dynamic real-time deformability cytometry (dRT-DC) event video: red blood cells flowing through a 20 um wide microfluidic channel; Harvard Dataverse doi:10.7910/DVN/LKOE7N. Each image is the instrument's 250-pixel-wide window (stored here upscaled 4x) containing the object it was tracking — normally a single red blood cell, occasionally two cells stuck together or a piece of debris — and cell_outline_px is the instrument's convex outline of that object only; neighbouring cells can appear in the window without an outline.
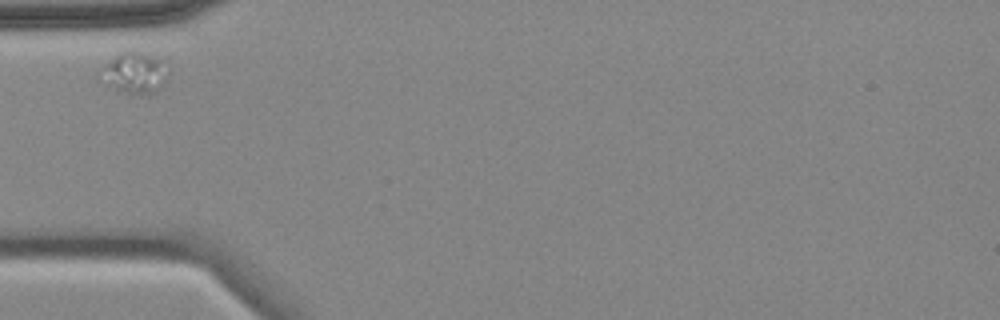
{"species": "common noctule bat (a hibernating species)", "species_latin": "Nyctalus noctula", "temperature_condition": "cold", "stored_images_in_passage": 6, "camera_frame_rate_fps": 3000, "um_per_image_px": 0.085, "animal": {"sex": "female", "body_mass_g": 18.4}, "frame": {"image": 1, "passage_image": 1, "time_ms": 0.0, "image_size_px": [1000, 320], "cell_outline_px": [[160, 88], [152, 92], [124, 92], [96, 80], [96, 76], [100, 68], [104, 64], [120, 52], [140, 52], [156, 60], [160, 84]], "centroid_in_image_um": [11.1, 6.2], "position_along_channel_um": 73.9, "area_um2": 14.45}}